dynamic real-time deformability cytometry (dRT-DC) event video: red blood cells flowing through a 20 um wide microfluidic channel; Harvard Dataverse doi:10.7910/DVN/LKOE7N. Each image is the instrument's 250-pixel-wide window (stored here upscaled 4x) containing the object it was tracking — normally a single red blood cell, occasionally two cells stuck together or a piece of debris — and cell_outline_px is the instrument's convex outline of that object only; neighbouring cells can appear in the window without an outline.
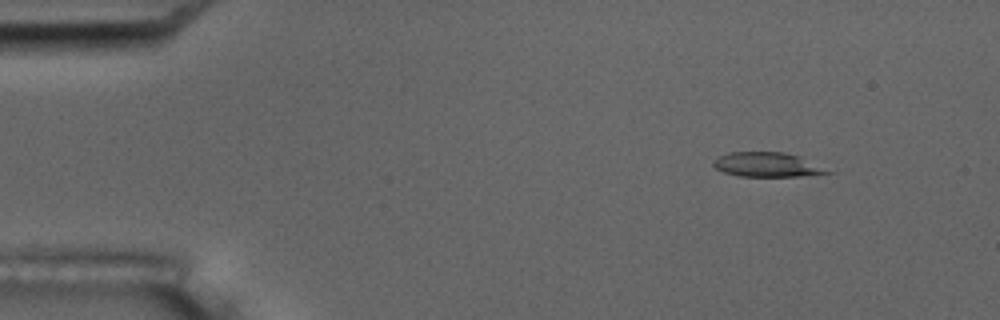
{"species": "common noctule bat (a hibernating species)", "species_latin": "Nyctalus noctula", "temperature_condition": "room temperature", "stored_images_in_passage": 9, "camera_frame_rate_fps": 3000, "um_per_image_px": 0.085, "animal": {"sex": "male", "body_mass_g": 17.5, "forearm_length_mm": 52.3}, "frame": {"image": 1, "passage_image": 3, "time_ms": 2.0, "image_size_px": [1000, 320], "cell_outline_px": [[836, 172], [800, 176], [740, 176], [724, 172], [716, 168], [712, 164], [712, 160], [728, 152], [784, 152], [800, 156]], "centroid_in_image_um": [65.23, 13.99], "position_along_channel_um": 19.8, "area_um2": 16.3}}
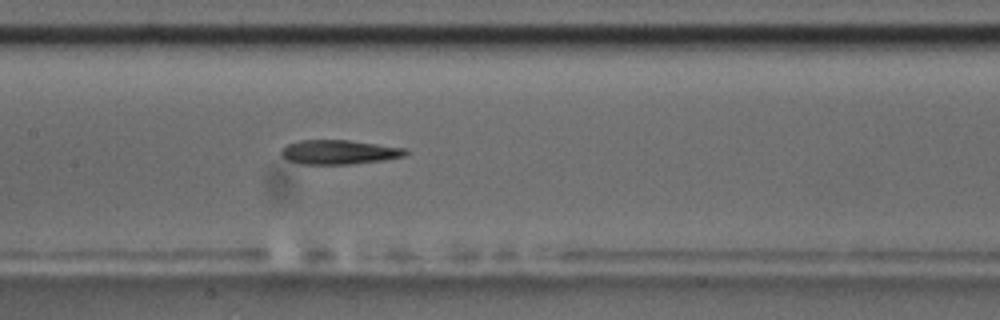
{"frame": {"image": 2, "passage_image": 9, "time_ms": 9.0, "image_size_px": [1000, 320], "cell_outline_px": [[408, 152], [404, 156], [384, 160], [348, 164], [300, 164], [288, 160], [280, 156], [280, 148], [288, 144], [300, 140], [348, 140], [408, 148]], "centroid_in_image_um": [28.79, 12.92], "position_along_channel_um": 178.6, "area_um2": 17.74}}